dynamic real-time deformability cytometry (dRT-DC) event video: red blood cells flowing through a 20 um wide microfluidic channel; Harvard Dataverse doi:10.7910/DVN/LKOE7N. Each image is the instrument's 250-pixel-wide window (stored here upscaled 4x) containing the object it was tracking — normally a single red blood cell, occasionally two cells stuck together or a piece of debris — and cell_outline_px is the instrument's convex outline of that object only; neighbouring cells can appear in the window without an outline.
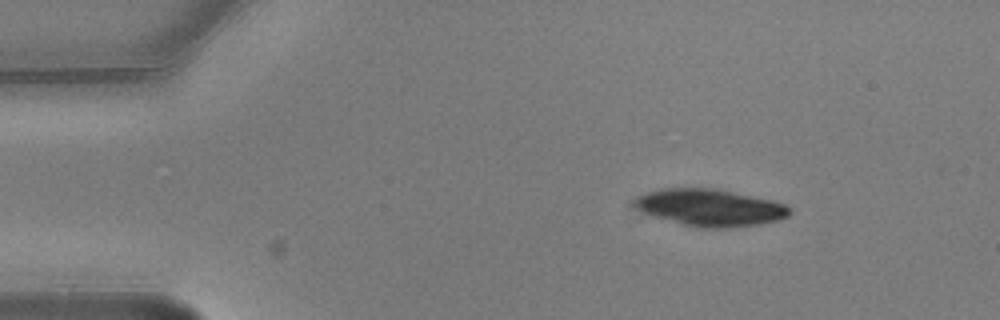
{"species": "common noctule bat (a hibernating species)", "species_latin": "Nyctalus noctula", "temperature_condition": "warm", "stored_images_in_passage": 3, "camera_frame_rate_fps": 3000, "um_per_image_px": 0.085, "animal": {"sex": "male", "body_mass_g": 20.5, "forearm_length_mm": 52.5}, "frame": {"image": 1, "passage_image": 1, "time_ms": 0.0, "image_size_px": [1000, 320], "cell_outline_px": [[792, 212], [788, 216], [780, 220], [760, 224], [728, 228], [700, 228], [652, 216], [644, 212], [632, 200], [636, 196], [660, 188], [716, 188], [772, 200], [784, 204], [792, 208]], "centroid_in_image_um": [60.4, 17.64], "position_along_channel_um": 24.6, "area_um2": 33.47}}